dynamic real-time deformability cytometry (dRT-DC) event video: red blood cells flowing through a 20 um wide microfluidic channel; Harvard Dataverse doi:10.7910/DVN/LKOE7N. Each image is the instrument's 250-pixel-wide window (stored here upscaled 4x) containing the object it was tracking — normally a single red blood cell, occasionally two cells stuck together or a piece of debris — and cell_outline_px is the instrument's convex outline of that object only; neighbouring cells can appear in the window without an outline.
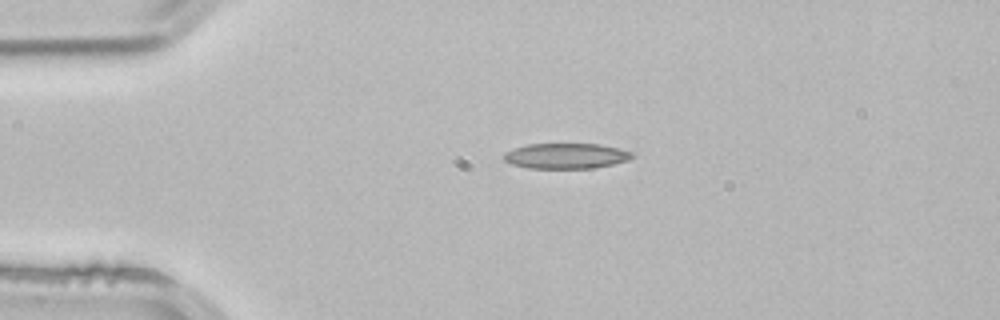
{"species": "common noctule bat (a hibernating species)", "species_latin": "Nyctalus noctula", "temperature_condition": "room temperature", "stored_images_in_passage": 2, "camera_frame_rate_fps": 3000, "um_per_image_px": 0.085, "animal": {"sex": "male", "body_mass_g": 21.5, "forearm_length_mm": 52.0}, "frame": {"image": 1, "passage_image": 1, "time_ms": 0.0, "image_size_px": [1000, 320], "cell_outline_px": [[636, 156], [628, 160], [612, 164], [592, 168], [528, 168], [512, 164], [504, 160], [504, 152], [528, 144], [600, 144], [636, 152]], "centroid_in_image_um": [48.17, 13.25], "position_along_channel_um": 36.8, "area_um2": 19.02}}
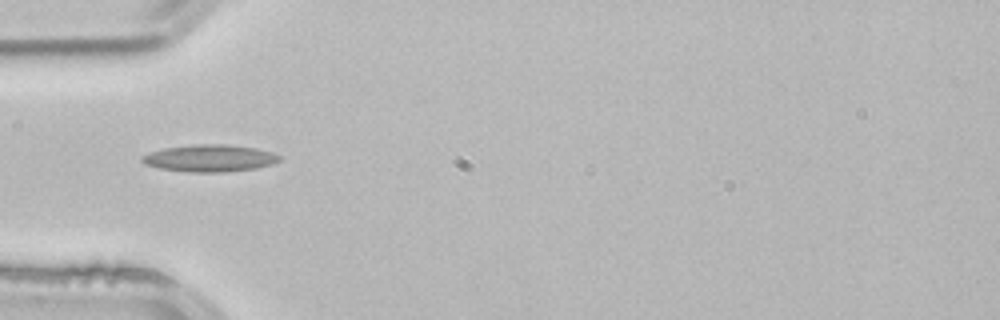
{"frame": {"image": 2, "passage_image": 2, "time_ms": 0.333, "image_size_px": [1000, 320], "cell_outline_px": [[280, 160], [272, 164], [256, 168], [228, 172], [188, 172], [160, 168], [144, 164], [140, 160], [140, 156], [164, 148], [196, 144], [224, 144], [256, 148], [272, 152], [280, 156]], "centroid_in_image_um": [17.82, 13.45], "position_along_channel_um": 67.2, "area_um2": 21.68}}